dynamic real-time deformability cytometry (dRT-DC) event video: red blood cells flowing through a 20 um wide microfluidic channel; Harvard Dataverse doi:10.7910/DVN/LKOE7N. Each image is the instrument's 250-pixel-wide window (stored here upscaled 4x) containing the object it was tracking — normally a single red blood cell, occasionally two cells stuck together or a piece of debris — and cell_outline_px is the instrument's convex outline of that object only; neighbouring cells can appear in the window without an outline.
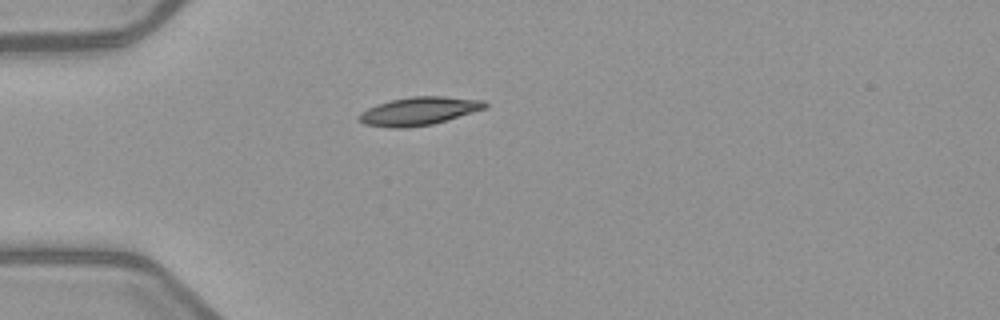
{"species": "common noctule bat (a hibernating species)", "species_latin": "Nyctalus noctula", "temperature_condition": "warm", "stored_images_in_passage": 1, "camera_frame_rate_fps": 3000, "um_per_image_px": 0.085, "animal": {"sex": "female", "body_mass_g": 21.9}, "frame": {"image": 1, "passage_image": 1, "time_ms": 0.0, "image_size_px": [1000, 320], "cell_outline_px": [[488, 104], [484, 108], [472, 112], [432, 124], [404, 128], [392, 128], [364, 124], [356, 116], [360, 112], [376, 104], [392, 100], [412, 96], [444, 96], [484, 100]], "centroid_in_image_um": [35.56, 9.44], "position_along_channel_um": 49.4, "area_um2": 20.52}}